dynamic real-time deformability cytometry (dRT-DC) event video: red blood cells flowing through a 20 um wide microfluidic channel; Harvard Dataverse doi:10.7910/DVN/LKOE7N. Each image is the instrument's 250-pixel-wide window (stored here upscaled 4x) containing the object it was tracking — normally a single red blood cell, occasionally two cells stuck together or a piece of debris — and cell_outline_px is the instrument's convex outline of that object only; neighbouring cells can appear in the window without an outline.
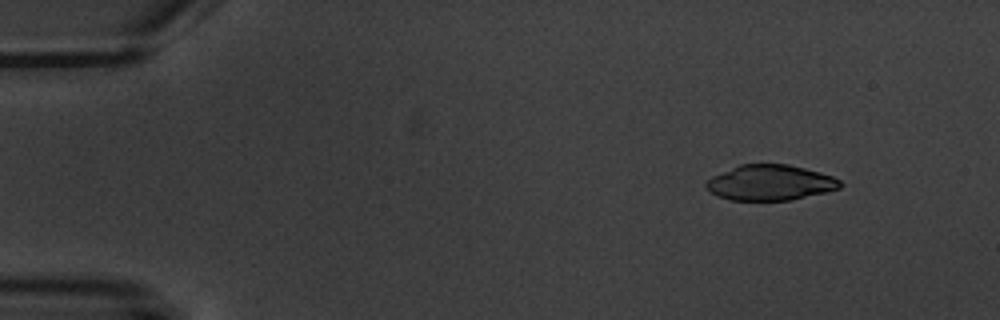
{"species": "common noctule bat (a hibernating species)", "species_latin": "Nyctalus noctula", "temperature_condition": "warm", "stored_images_in_passage": 2, "camera_frame_rate_fps": 3000, "um_per_image_px": 0.085, "animal": {"sex": "male", "body_mass_g": 20.1, "forearm_length_mm": 53.5}, "frame": {"image": 1, "passage_image": 2, "time_ms": 2.0, "image_size_px": [1000, 320], "cell_outline_px": [[844, 184], [840, 188], [792, 200], [728, 200], [716, 196], [704, 188], [704, 184], [712, 176], [740, 164], [788, 164], [820, 172], [832, 176], [840, 180]], "centroid_in_image_um": [65.44, 15.53], "position_along_channel_um": 19.6, "area_um2": 27.8}}